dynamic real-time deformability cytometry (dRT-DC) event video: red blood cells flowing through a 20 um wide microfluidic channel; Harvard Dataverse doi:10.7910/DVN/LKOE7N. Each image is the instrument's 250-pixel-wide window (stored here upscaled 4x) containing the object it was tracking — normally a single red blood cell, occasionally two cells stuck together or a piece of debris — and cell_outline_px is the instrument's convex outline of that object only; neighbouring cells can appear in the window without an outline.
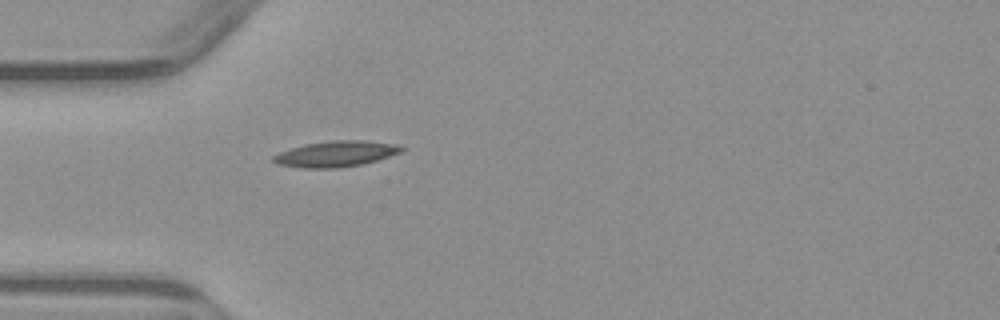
{"species": "common noctule bat (a hibernating species)", "species_latin": "Nyctalus noctula", "temperature_condition": "warm", "stored_images_in_passage": 1, "camera_frame_rate_fps": 3000, "um_per_image_px": 0.085, "animal": {"sex": "male", "body_mass_g": 23.1, "forearm_length_mm": 52.7}, "frame": {"image": 1, "passage_image": 1, "time_ms": 0.0, "image_size_px": [1000, 320], "cell_outline_px": [[408, 148], [404, 152], [376, 160], [360, 164], [336, 168], [300, 168], [276, 164], [272, 160], [272, 156], [280, 152], [304, 144], [332, 140], [364, 140], [396, 144]], "centroid_in_image_um": [28.57, 13.07], "position_along_channel_um": 56.4, "area_um2": 19.42}}